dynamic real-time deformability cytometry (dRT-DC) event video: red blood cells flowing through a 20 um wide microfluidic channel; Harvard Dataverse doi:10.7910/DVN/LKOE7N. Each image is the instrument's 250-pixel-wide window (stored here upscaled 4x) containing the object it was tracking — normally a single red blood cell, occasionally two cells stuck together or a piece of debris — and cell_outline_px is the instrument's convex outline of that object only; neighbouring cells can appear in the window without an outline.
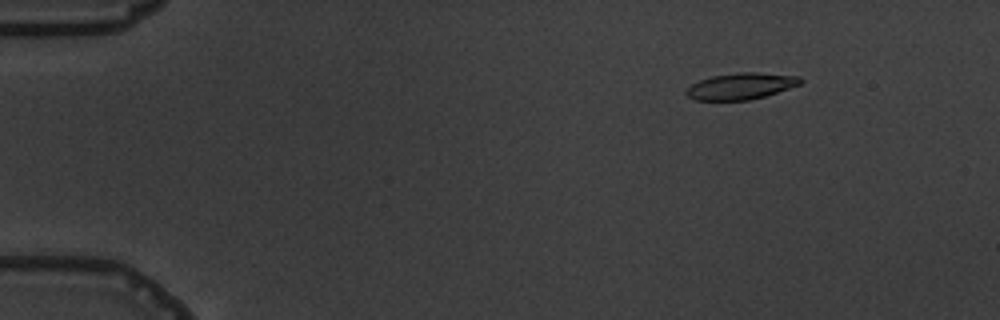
{"species": "common noctule bat (a hibernating species)", "species_latin": "Nyctalus noctula", "temperature_condition": "warm", "stored_images_in_passage": 5, "camera_frame_rate_fps": 3000, "um_per_image_px": 0.085, "animal": {"sex": "male", "body_mass_g": 19.5, "forearm_length_mm": 54.6}, "frame": {"image": 1, "passage_image": 3, "time_ms": 2.333, "image_size_px": [1000, 320], "cell_outline_px": [[804, 80], [800, 84], [764, 96], [748, 100], [696, 100], [688, 96], [684, 92], [692, 84], [700, 80], [712, 76], [740, 72], [756, 72], [800, 76]], "centroid_in_image_um": [62.98, 7.31], "position_along_channel_um": 22.0, "area_um2": 17.4}}